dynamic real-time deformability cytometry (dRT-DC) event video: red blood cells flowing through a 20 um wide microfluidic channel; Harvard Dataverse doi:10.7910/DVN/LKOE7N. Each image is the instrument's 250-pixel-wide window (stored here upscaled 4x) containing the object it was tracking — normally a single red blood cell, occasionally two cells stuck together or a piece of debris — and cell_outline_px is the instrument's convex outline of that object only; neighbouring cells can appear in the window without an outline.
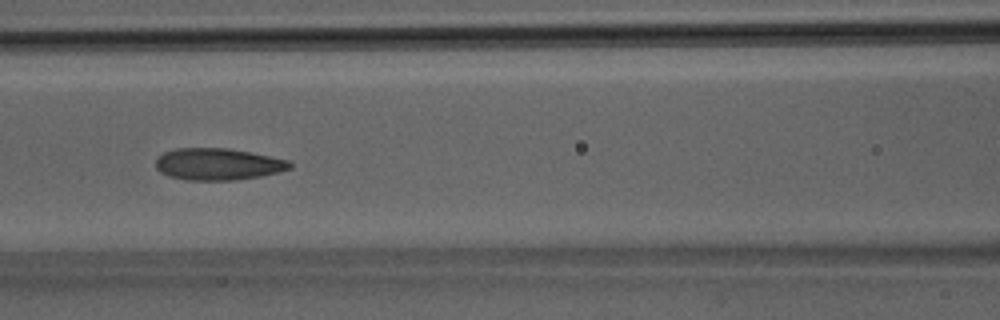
{"species": "Egyptian fruit bat (a non-hibernating species)", "species_latin": "Rousettus aegyptiacus", "temperature_condition": "room temperature", "stored_images_in_passage": 38, "camera_frame_rate_fps": 3000, "um_per_image_px": 0.085, "animal": {"sex": "male"}, "frame": {"image": 1, "passage_image": 17, "time_ms": 5.333, "image_size_px": [1000, 320], "cell_outline_px": [[292, 168], [280, 172], [260, 176], [236, 180], [188, 180], [168, 176], [160, 172], [156, 168], [156, 160], [164, 152], [176, 148], [228, 148], [288, 160], [292, 164]], "centroid_in_image_um": [18.52, 13.96], "position_along_channel_um": 148.1, "area_um2": 24.8}}
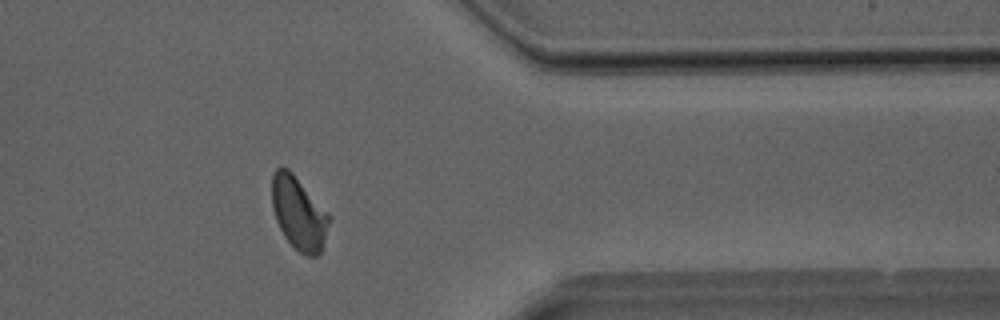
{"frame": {"image": 2, "passage_image": 31, "time_ms": 10.0, "image_size_px": [1000, 320], "cell_outline_px": [[332, 220], [320, 252], [316, 256], [308, 256], [300, 252], [284, 236], [276, 220], [272, 208], [272, 176], [276, 168], [288, 168], [292, 172], [332, 216]], "centroid_in_image_um": [25.42, 18.11], "position_along_channel_um": 386.0, "area_um2": 24.33}}
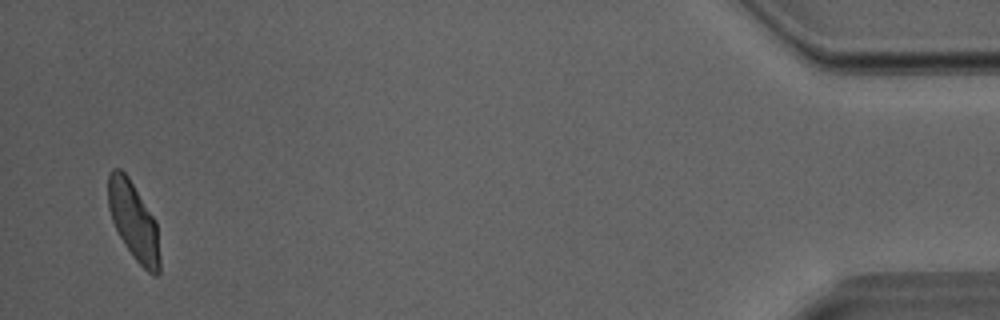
{"frame": {"image": 3, "passage_image": 37, "time_ms": 12.0, "image_size_px": [1000, 320], "cell_outline_px": [[160, 272], [156, 276], [148, 272], [136, 260], [124, 244], [112, 220], [108, 208], [108, 172], [112, 168], [120, 168], [128, 176], [156, 220], [160, 256]], "centroid_in_image_um": [11.36, 18.77], "position_along_channel_um": 423.8, "area_um2": 23.47}}